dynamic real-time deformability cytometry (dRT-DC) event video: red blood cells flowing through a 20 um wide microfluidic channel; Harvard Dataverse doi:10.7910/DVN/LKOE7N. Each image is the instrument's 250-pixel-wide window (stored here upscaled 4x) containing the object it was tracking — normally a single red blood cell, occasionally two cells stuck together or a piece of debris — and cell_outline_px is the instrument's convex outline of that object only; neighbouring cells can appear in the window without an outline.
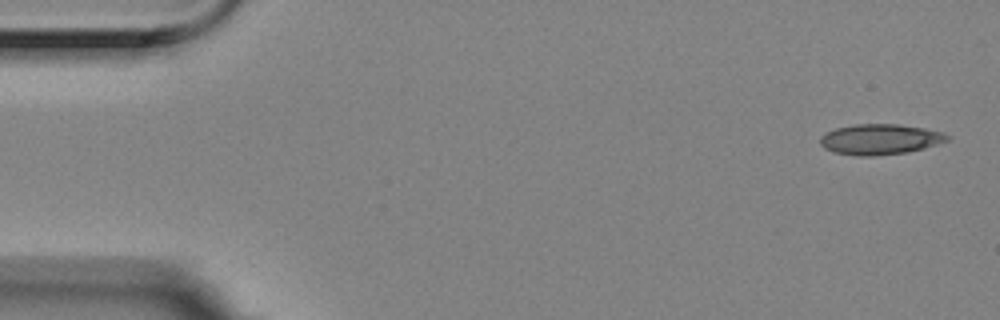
{"species": "Egyptian fruit bat (a non-hibernating species)", "species_latin": "Rousettus aegyptiacus", "temperature_condition": "room temperature", "stored_images_in_passage": 4, "camera_frame_rate_fps": 3000, "um_per_image_px": 0.085, "animal": {"sex": "female"}, "frame": {"image": 1, "passage_image": 1, "time_ms": 0.0, "image_size_px": [1000, 320], "cell_outline_px": [[952, 136], [948, 140], [924, 148], [908, 152], [868, 156], [860, 156], [836, 152], [824, 148], [820, 144], [820, 136], [824, 132], [836, 128], [852, 124], [900, 124], [924, 128], [944, 132]], "centroid_in_image_um": [74.8, 11.82], "position_along_channel_um": 10.2, "area_um2": 22.66}}